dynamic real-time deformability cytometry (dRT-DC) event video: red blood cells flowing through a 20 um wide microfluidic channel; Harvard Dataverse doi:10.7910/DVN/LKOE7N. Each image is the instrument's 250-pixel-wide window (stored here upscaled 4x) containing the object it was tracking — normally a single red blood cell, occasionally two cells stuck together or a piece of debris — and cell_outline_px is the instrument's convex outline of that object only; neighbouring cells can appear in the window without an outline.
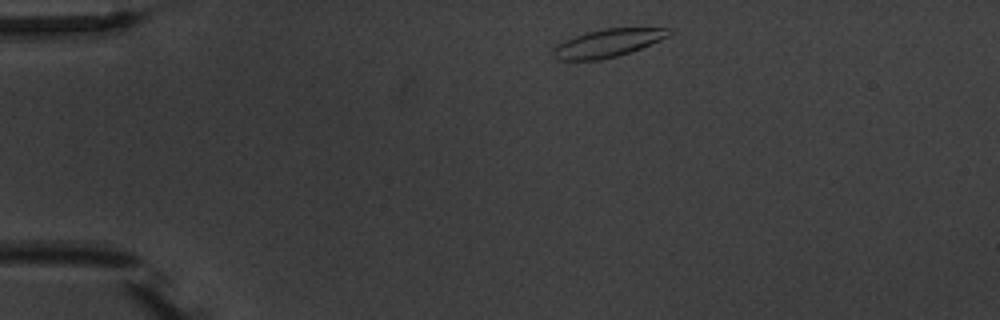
{"species": "common noctule bat (a hibernating species)", "species_latin": "Nyctalus noctula", "temperature_condition": "warm", "stored_images_in_passage": 4, "camera_frame_rate_fps": 3000, "um_per_image_px": 0.085, "animal": {"sex": "male", "body_mass_g": 20.1, "forearm_length_mm": 53.5}, "frame": {"image": 1, "passage_image": 1, "time_ms": 0.0, "image_size_px": [1000, 320], "cell_outline_px": [[672, 32], [668, 36], [660, 40], [640, 48], [616, 56], [600, 60], [556, 60], [552, 56], [552, 52], [560, 44], [576, 36], [588, 32], [604, 28], [672, 28]], "centroid_in_image_um": [51.68, 3.66], "position_along_channel_um": 33.3, "area_um2": 18.44}}